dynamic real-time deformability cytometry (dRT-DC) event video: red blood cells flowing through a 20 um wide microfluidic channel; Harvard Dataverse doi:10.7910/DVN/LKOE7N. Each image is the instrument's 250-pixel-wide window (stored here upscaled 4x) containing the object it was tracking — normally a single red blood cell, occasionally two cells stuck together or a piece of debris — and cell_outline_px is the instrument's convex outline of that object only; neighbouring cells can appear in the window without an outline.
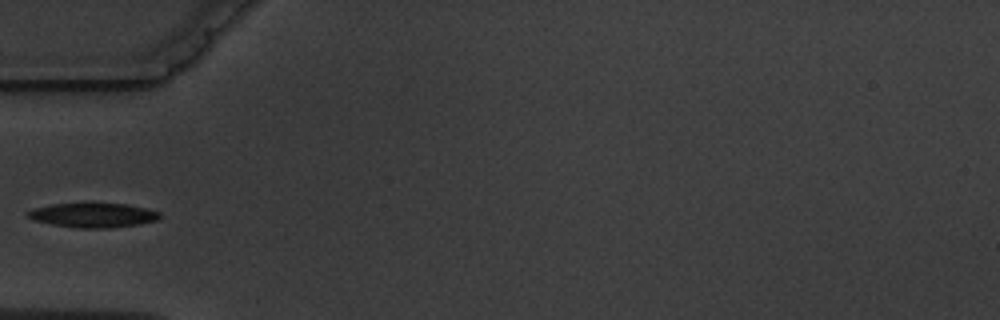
{"species": "common noctule bat (a hibernating species)", "species_latin": "Nyctalus noctula", "temperature_condition": "warm", "stored_images_in_passage": 6, "camera_frame_rate_fps": 3000, "um_per_image_px": 0.085, "animal": {"sex": "male", "body_mass_g": 19.5, "forearm_length_mm": 54.6}, "frame": {"image": 1, "passage_image": 6, "time_ms": 6.0, "image_size_px": [1000, 320], "cell_outline_px": [[160, 216], [156, 220], [140, 224], [108, 228], [76, 228], [52, 224], [36, 220], [28, 216], [24, 212], [32, 208], [52, 204], [92, 200], [124, 204], [144, 208], [160, 212]], "centroid_in_image_um": [7.87, 18.24], "position_along_channel_um": 77.1, "area_um2": 19.54}}